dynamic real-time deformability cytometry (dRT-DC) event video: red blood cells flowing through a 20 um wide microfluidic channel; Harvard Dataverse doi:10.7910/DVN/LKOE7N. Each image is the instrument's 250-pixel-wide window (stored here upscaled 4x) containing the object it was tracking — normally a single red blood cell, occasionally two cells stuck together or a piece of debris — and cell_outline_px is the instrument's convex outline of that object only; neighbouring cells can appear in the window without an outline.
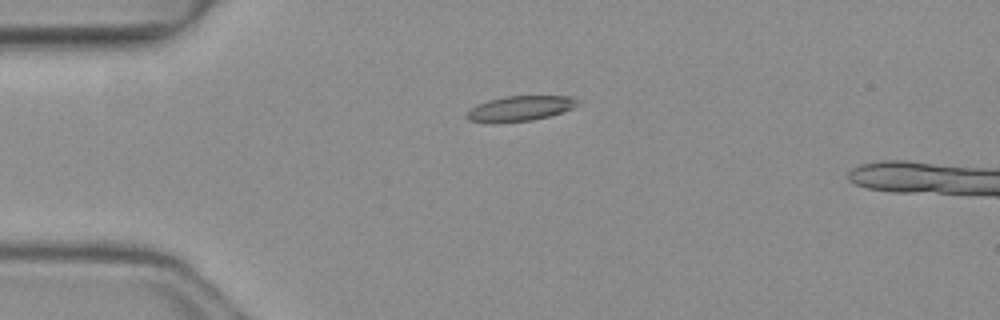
{"species": "common noctule bat (a hibernating species)", "species_latin": "Nyctalus noctula", "temperature_condition": "warm", "stored_images_in_passage": 5, "camera_frame_rate_fps": 3000, "um_per_image_px": 0.085, "animal": {"sex": "female", "body_mass_g": 19.3, "forearm_length_mm": 54.1}, "frame": {"image": 1, "passage_image": 4, "time_ms": 1.0, "image_size_px": [1000, 320], "cell_outline_px": [[580, 104], [572, 108], [548, 116], [532, 120], [468, 120], [464, 116], [476, 104], [488, 100], [504, 96], [572, 96]], "centroid_in_image_um": [44.25, 9.16], "position_along_channel_um": 40.7, "area_um2": 15.43}}